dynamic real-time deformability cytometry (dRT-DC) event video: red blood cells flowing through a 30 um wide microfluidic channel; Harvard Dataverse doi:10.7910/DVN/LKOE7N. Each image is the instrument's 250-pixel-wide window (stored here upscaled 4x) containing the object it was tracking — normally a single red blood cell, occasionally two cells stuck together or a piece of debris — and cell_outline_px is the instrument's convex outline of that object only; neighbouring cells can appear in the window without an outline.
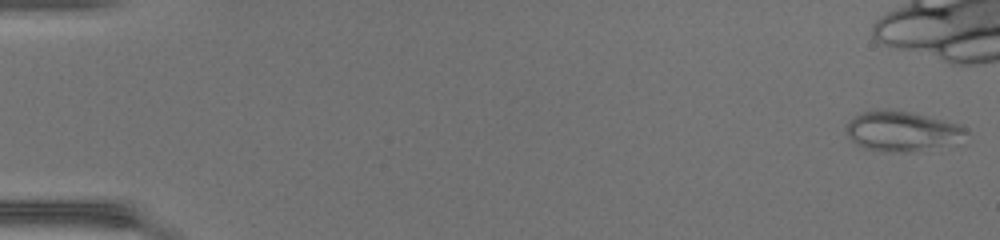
{"species": "common noctule bat (a hibernating species)", "species_latin": "Nyctalus noctula", "temperature_condition": "warm", "stored_images_in_passage": 40, "camera_frame_rate_fps": 3000, "um_per_image_px": 0.085, "animal": {"sex": "female", "body_mass_g": 17.0, "forearm_length_mm": 48.0}, "frame": {"image": 1, "passage_image": 1, "time_ms": 0.0, "image_size_px": [1000, 240], "cell_outline_px": [[968, 132], [936, 144], [908, 152], [880, 152], [864, 148], [856, 144], [848, 136], [844, 124], [856, 116], [864, 112], [884, 108], [908, 112], [960, 124], [968, 128]], "centroid_in_image_um": [76.47, 11.11], "position_along_channel_um": 8.5, "area_um2": 26.65}}
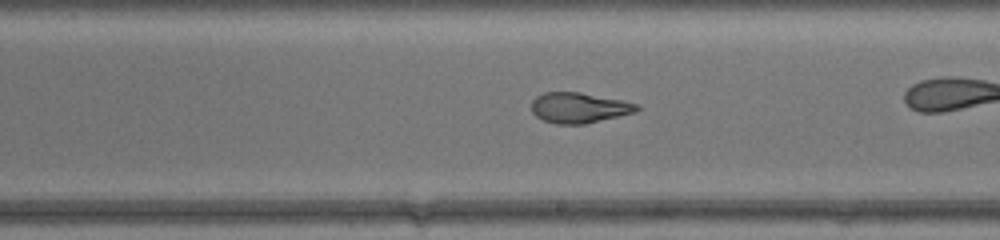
{"frame": {"image": 2, "passage_image": 29, "time_ms": 9.333, "image_size_px": [1000, 240], "cell_outline_px": [[640, 108], [636, 112], [584, 124], [556, 124], [544, 120], [536, 116], [532, 112], [532, 100], [536, 96], [544, 92], [580, 92], [640, 104]], "centroid_in_image_um": [49.21, 9.15], "position_along_channel_um": 239.8, "area_um2": 18.61}}